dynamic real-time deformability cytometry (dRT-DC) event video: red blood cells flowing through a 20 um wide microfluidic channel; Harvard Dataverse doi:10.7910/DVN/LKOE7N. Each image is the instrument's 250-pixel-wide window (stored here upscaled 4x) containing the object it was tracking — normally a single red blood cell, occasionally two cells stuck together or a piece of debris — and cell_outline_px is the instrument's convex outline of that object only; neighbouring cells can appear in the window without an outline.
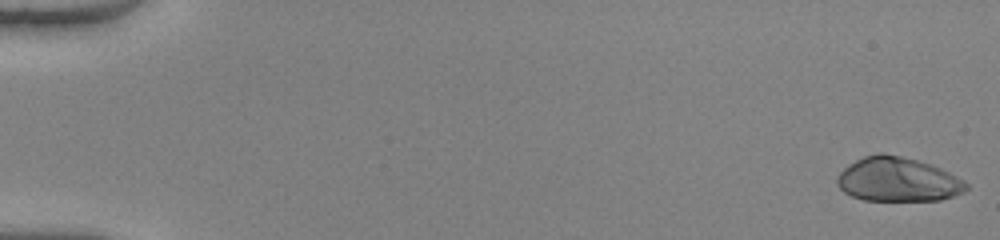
{"species": "human", "species_latin": "Homo sapiens", "temperature_condition": "warm", "stored_images_in_passage": 51, "camera_frame_rate_fps": 3000, "um_per_image_px": 0.085, "donor": {"sex": "female"}, "frame": {"image": 1, "passage_image": 1, "time_ms": 0.0, "image_size_px": [1000, 240], "cell_outline_px": [[968, 188], [964, 192], [940, 200], [864, 200], [852, 196], [844, 192], [836, 184], [836, 176], [848, 164], [864, 156], [880, 152], [900, 156], [916, 160], [940, 168], [964, 180], [968, 184]], "centroid_in_image_um": [76.29, 15.26], "position_along_channel_um": 8.7, "area_um2": 33.12}}
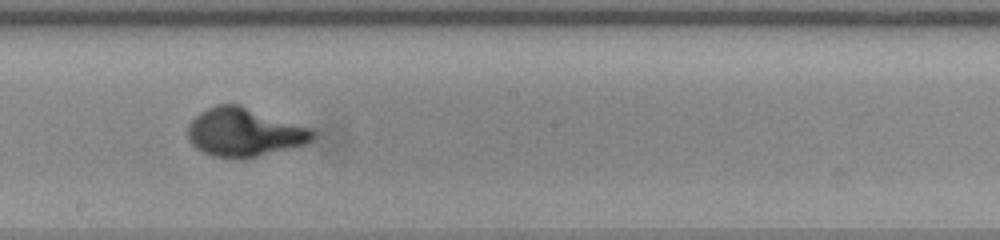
{"frame": {"image": 2, "passage_image": 30, "time_ms": 9.667, "image_size_px": [1000, 240], "cell_outline_px": [[316, 136], [308, 144], [244, 160], [240, 160], [212, 156], [196, 148], [188, 140], [188, 124], [200, 112], [216, 104], [240, 104], [316, 128]], "centroid_in_image_um": [20.85, 11.25], "position_along_channel_um": 227.4, "area_um2": 36.41}}
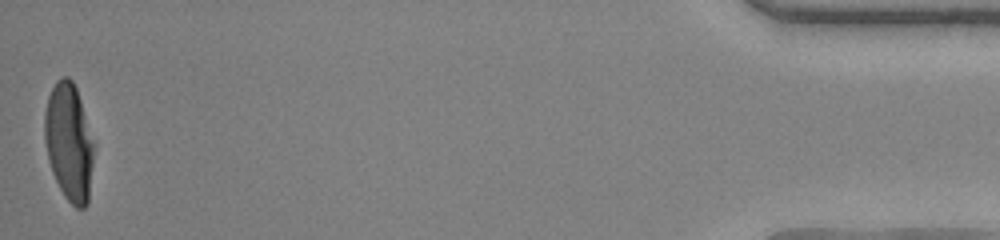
{"frame": {"image": 3, "passage_image": 51, "time_ms": 16.667, "image_size_px": [1000, 240], "cell_outline_px": [[92, 164], [88, 204], [84, 208], [76, 208], [64, 196], [52, 172], [48, 160], [44, 140], [44, 112], [48, 96], [56, 80], [60, 76], [68, 76], [72, 80], [76, 88], [80, 100], [92, 144]], "centroid_in_image_um": [5.81, 12.07], "position_along_channel_um": 429.4, "area_um2": 33.18}}